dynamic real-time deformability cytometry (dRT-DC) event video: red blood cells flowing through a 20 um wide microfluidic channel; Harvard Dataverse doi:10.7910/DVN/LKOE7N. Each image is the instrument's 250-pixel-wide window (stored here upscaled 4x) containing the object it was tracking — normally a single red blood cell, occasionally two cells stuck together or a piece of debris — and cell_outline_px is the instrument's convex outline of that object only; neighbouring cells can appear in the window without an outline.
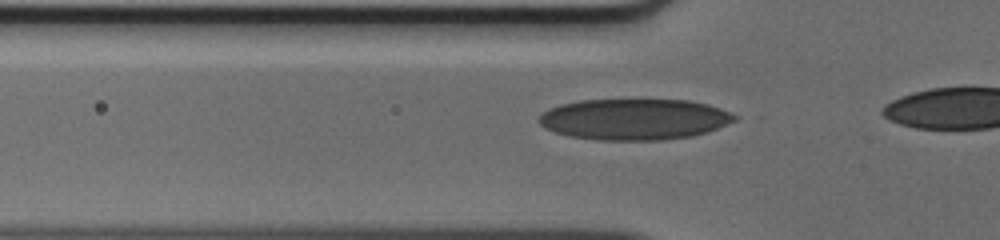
{"species": "human", "species_latin": "Homo sapiens", "temperature_condition": "cold", "stored_images_in_passage": 13, "camera_frame_rate_fps": 3000, "um_per_image_px": 0.085, "donor": {"sex": "male"}, "frame": {"image": 1, "passage_image": 10, "time_ms": 3.0, "image_size_px": [1000, 240], "cell_outline_px": [[740, 116], [736, 120], [708, 132], [692, 136], [660, 140], [596, 140], [568, 136], [544, 128], [536, 120], [548, 108], [560, 104], [580, 100], [688, 100], [708, 104], [720, 108]], "centroid_in_image_um": [53.91, 10.14], "position_along_channel_um": 71.9, "area_um2": 47.05}}